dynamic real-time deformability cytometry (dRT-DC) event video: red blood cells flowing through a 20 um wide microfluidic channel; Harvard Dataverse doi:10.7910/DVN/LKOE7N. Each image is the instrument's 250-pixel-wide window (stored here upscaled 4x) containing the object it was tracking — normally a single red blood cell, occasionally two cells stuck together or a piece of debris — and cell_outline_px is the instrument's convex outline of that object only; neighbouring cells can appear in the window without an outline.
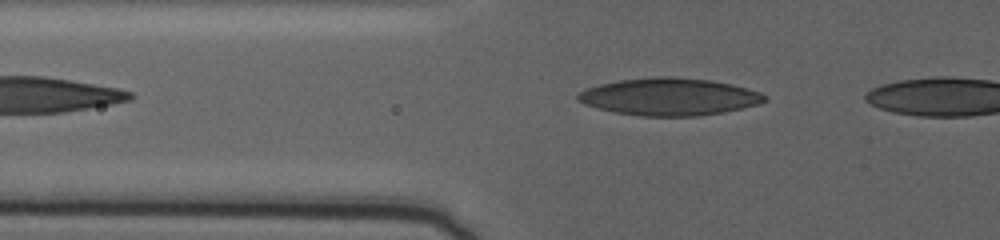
{"species": "human", "species_latin": "Homo sapiens", "temperature_condition": "warm", "stored_images_in_passage": 45, "camera_frame_rate_fps": 3000, "um_per_image_px": 0.085, "donor": {"sex": "female"}, "frame": {"image": 1, "passage_image": 3, "time_ms": 0.667, "image_size_px": [1000, 240], "cell_outline_px": [[768, 100], [756, 104], [740, 108], [720, 112], [696, 116], [640, 116], [616, 112], [584, 104], [576, 100], [576, 96], [580, 92], [588, 88], [600, 84], [620, 80], [656, 76], [672, 76], [712, 80], [732, 84], [760, 92], [768, 96]], "centroid_in_image_um": [56.89, 8.21], "position_along_channel_um": 68.9, "area_um2": 40.4}}
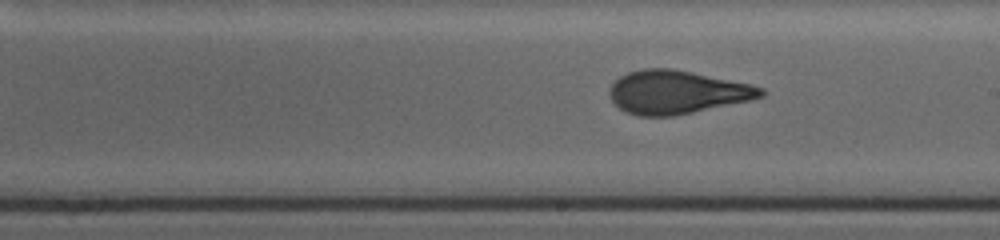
{"frame": {"image": 2, "passage_image": 22, "time_ms": 7.0, "image_size_px": [1000, 240], "cell_outline_px": [[764, 96], [752, 100], [672, 116], [636, 116], [624, 112], [612, 100], [608, 92], [612, 84], [620, 76], [628, 72], [644, 68], [672, 68], [752, 84], [764, 88]], "centroid_in_image_um": [57.54, 7.83], "position_along_channel_um": 231.5, "area_um2": 38.26}}
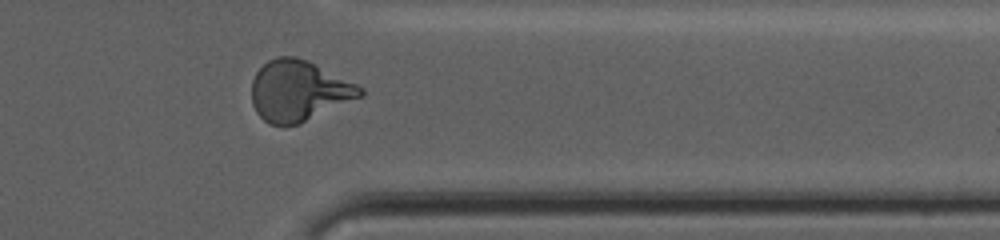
{"frame": {"image": 3, "passage_image": 39, "time_ms": 12.667, "image_size_px": [1000, 240], "cell_outline_px": [[364, 92], [360, 96], [300, 124], [284, 128], [268, 124], [256, 112], [252, 104], [252, 80], [256, 72], [268, 60], [276, 56], [296, 56], [308, 60], [364, 88]], "centroid_in_image_um": [25.34, 7.74], "position_along_channel_um": 386.1, "area_um2": 38.55}}